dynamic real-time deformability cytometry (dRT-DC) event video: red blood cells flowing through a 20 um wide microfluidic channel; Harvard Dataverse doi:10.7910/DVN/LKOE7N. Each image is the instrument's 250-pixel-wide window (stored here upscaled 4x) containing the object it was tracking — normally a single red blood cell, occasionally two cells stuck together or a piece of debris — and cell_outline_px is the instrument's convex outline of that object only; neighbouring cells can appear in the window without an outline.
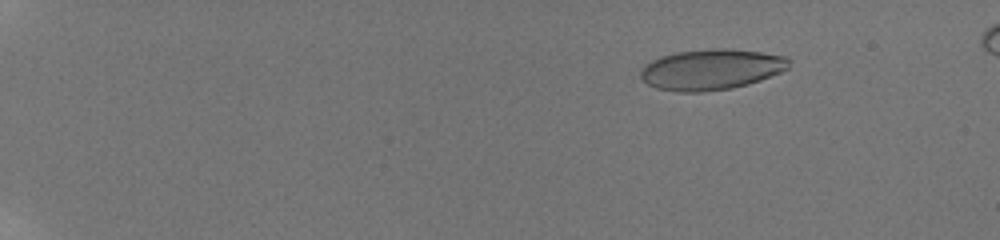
{"species": "human", "species_latin": "Homo sapiens", "temperature_condition": "room temperature", "stored_images_in_passage": 53, "camera_frame_rate_fps": 3000, "um_per_image_px": 0.085, "donor": {"sex": "male"}, "frame": {"image": 1, "passage_image": 22, "time_ms": 3.0, "image_size_px": [1000, 240], "cell_outline_px": [[788, 68], [780, 72], [760, 80], [748, 84], [732, 88], [700, 92], [680, 92], [656, 88], [648, 84], [640, 76], [640, 72], [644, 64], [652, 60], [676, 52], [712, 48], [724, 48], [760, 52], [784, 56], [788, 60]], "centroid_in_image_um": [60.42, 5.91], "position_along_channel_um": 24.6, "area_um2": 34.91}}